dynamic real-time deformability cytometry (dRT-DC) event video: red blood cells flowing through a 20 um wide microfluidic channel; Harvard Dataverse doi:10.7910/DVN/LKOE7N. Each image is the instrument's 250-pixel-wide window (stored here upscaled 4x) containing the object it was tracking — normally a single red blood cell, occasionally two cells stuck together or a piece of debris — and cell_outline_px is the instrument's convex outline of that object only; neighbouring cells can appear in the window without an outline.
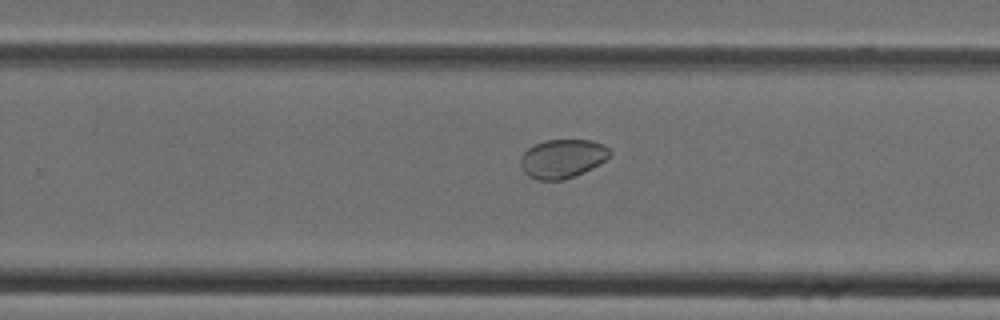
{"species": "Egyptian fruit bat (a non-hibernating species)", "species_latin": "Rousettus aegyptiacus", "temperature_condition": "cold", "stored_images_in_passage": 39, "camera_frame_rate_fps": 3000, "um_per_image_px": 0.085, "animal": {"sex": "female"}, "frame": {"image": 1, "passage_image": 23, "time_ms": 7.333, "image_size_px": [1000, 320], "cell_outline_px": [[612, 152], [604, 160], [584, 172], [576, 176], [564, 180], [536, 180], [528, 176], [524, 172], [520, 164], [520, 156], [532, 144], [544, 140], [592, 140], [604, 144]], "centroid_in_image_um": [47.77, 13.48], "position_along_channel_um": 282.0, "area_um2": 20.35}}